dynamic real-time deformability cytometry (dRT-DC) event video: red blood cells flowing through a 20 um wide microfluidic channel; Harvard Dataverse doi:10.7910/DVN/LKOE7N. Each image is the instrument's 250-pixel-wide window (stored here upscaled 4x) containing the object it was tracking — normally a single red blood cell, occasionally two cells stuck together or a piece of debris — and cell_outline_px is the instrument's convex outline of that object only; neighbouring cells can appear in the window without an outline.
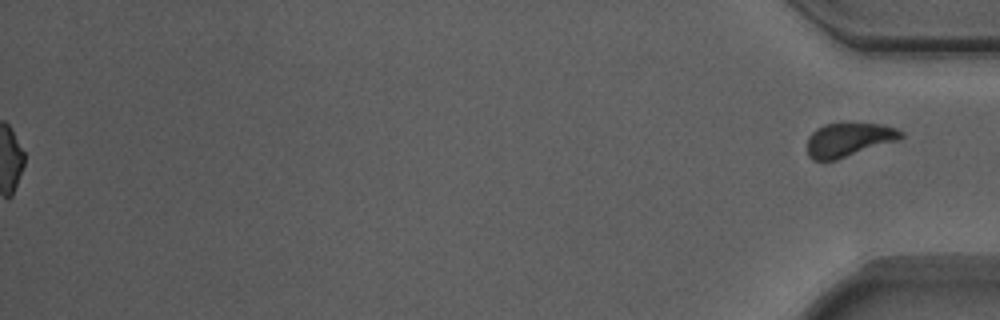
{"species": "Egyptian fruit bat (a non-hibernating species)", "species_latin": "Rousettus aegyptiacus", "temperature_condition": "warm", "stored_images_in_passage": 57, "segment_of_instrument_passage": [2, 2], "camera_frame_rate_fps": 3000, "um_per_image_px": 0.085, "animal": {"sex": "male"}, "frame": {"image": 1, "passage_image": 57, "time_ms": 18.667, "image_size_px": [1000, 320], "cell_outline_px": [[904, 136], [900, 140], [824, 164], [812, 160], [808, 156], [808, 136], [816, 128], [824, 124], [840, 120], [880, 124], [896, 128], [904, 132]], "centroid_in_image_um": [72.12, 11.86], "position_along_channel_um": 363.1, "area_um2": 19.71}}